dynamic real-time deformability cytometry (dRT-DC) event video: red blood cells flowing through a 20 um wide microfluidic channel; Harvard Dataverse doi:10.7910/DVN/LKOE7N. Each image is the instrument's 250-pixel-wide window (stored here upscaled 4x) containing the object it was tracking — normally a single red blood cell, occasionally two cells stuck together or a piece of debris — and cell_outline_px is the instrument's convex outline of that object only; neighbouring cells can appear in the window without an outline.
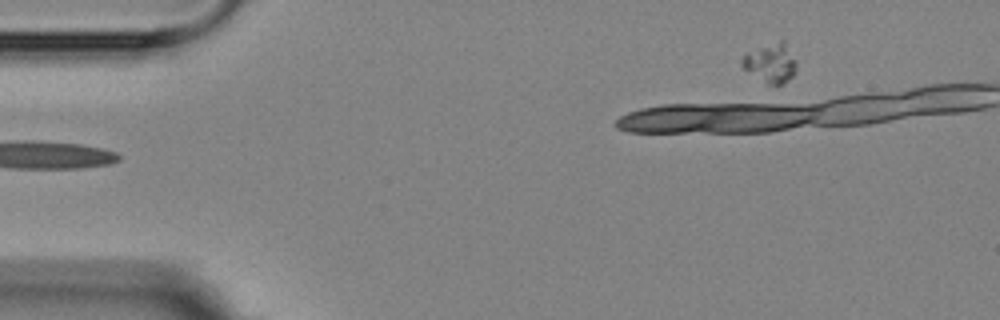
{"species": "Egyptian fruit bat (a non-hibernating species)", "species_latin": "Rousettus aegyptiacus", "temperature_condition": "room temperature", "stored_images_in_passage": 3, "segment_of_instrument_passage": [2, 2], "camera_frame_rate_fps": 3000, "um_per_image_px": 0.085, "animal": {"sex": "female"}, "frame": {"image": 1, "passage_image": 3, "time_ms": 2.333, "image_size_px": [1000, 320], "cell_outline_px": [[796, 72], [792, 76], [780, 84], [768, 84], [744, 68], [740, 64], [740, 60], [744, 52], [780, 40], [784, 40], [796, 60]], "centroid_in_image_um": [65.5, 5.31], "position_along_channel_um": 19.5, "area_um2": 12.37}}